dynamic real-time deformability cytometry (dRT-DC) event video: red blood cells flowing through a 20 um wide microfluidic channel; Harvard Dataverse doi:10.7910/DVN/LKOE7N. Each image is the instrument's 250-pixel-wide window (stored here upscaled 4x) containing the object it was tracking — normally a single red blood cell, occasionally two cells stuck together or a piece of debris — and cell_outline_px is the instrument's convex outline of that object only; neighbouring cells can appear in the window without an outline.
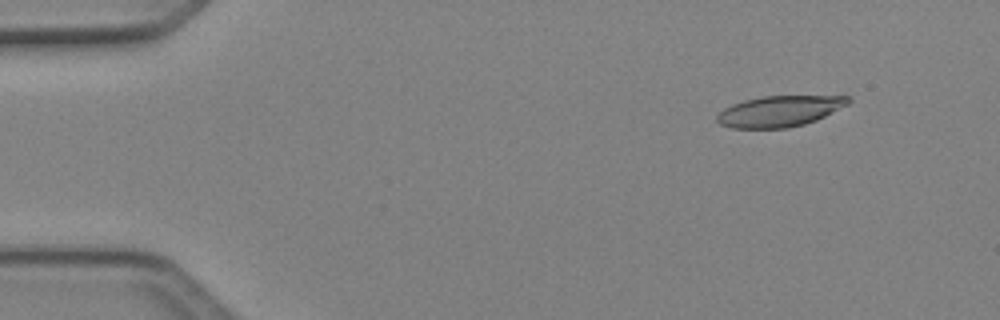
{"species": "Egyptian fruit bat (a non-hibernating species)", "species_latin": "Rousettus aegyptiacus", "temperature_condition": "cold", "stored_images_in_passage": 6, "camera_frame_rate_fps": 3000, "um_per_image_px": 0.085, "animal": {"sex": "female"}, "frame": {"image": 1, "passage_image": 2, "time_ms": 0.333, "image_size_px": [1000, 320], "cell_outline_px": [[852, 100], [848, 104], [816, 120], [804, 124], [784, 128], [732, 128], [720, 124], [716, 120], [716, 116], [724, 108], [732, 104], [744, 100], [764, 96], [848, 96]], "centroid_in_image_um": [66.24, 9.45], "position_along_channel_um": 18.8, "area_um2": 23.47}}
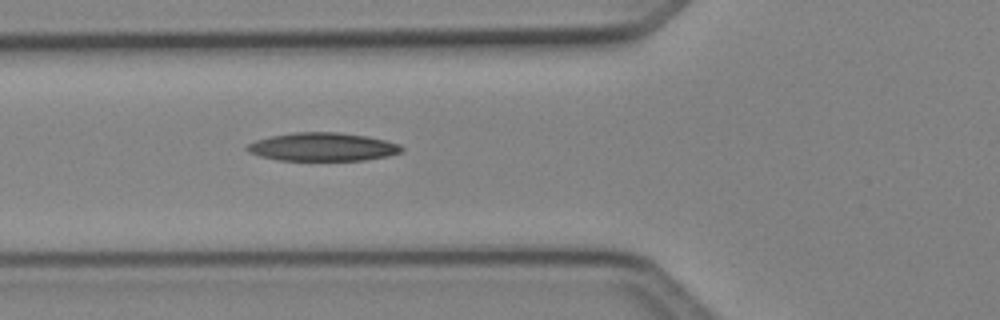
{"frame": {"image": 2, "passage_image": 6, "time_ms": 1.667, "image_size_px": [1000, 320], "cell_outline_px": [[404, 152], [388, 156], [364, 160], [280, 160], [260, 156], [248, 152], [244, 148], [248, 144], [256, 140], [272, 136], [292, 132], [340, 132], [368, 136], [400, 144], [404, 148]], "centroid_in_image_um": [27.45, 12.48], "position_along_channel_um": 98.3, "area_um2": 25.61}}